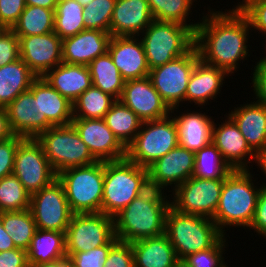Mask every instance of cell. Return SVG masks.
<instances>
[{"mask_svg":"<svg viewBox=\"0 0 266 267\" xmlns=\"http://www.w3.org/2000/svg\"><path fill=\"white\" fill-rule=\"evenodd\" d=\"M207 13L201 17L195 31L194 46L199 58L229 75L234 74L240 66L239 61L247 60L250 55L247 45L251 34L249 21L241 11L223 12L210 8Z\"/></svg>","mask_w":266,"mask_h":267,"instance_id":"1","label":"cell"},{"mask_svg":"<svg viewBox=\"0 0 266 267\" xmlns=\"http://www.w3.org/2000/svg\"><path fill=\"white\" fill-rule=\"evenodd\" d=\"M170 207L164 191L149 187L113 217L115 237L131 243L164 234Z\"/></svg>","mask_w":266,"mask_h":267,"instance_id":"2","label":"cell"},{"mask_svg":"<svg viewBox=\"0 0 266 267\" xmlns=\"http://www.w3.org/2000/svg\"><path fill=\"white\" fill-rule=\"evenodd\" d=\"M253 176L249 169H236L224 179L219 204L212 218L224 236L225 228L239 226L249 229L253 221L261 190V186L254 184Z\"/></svg>","mask_w":266,"mask_h":267,"instance_id":"3","label":"cell"},{"mask_svg":"<svg viewBox=\"0 0 266 267\" xmlns=\"http://www.w3.org/2000/svg\"><path fill=\"white\" fill-rule=\"evenodd\" d=\"M149 188L148 170L129 161H104L101 213L114 217Z\"/></svg>","mask_w":266,"mask_h":267,"instance_id":"4","label":"cell"},{"mask_svg":"<svg viewBox=\"0 0 266 267\" xmlns=\"http://www.w3.org/2000/svg\"><path fill=\"white\" fill-rule=\"evenodd\" d=\"M165 234L178 259L212 248L224 236L212 219L181 213L172 207L166 215Z\"/></svg>","mask_w":266,"mask_h":267,"instance_id":"5","label":"cell"},{"mask_svg":"<svg viewBox=\"0 0 266 267\" xmlns=\"http://www.w3.org/2000/svg\"><path fill=\"white\" fill-rule=\"evenodd\" d=\"M140 35L150 70L185 55L195 45V32L173 21L153 20Z\"/></svg>","mask_w":266,"mask_h":267,"instance_id":"6","label":"cell"},{"mask_svg":"<svg viewBox=\"0 0 266 267\" xmlns=\"http://www.w3.org/2000/svg\"><path fill=\"white\" fill-rule=\"evenodd\" d=\"M74 214L101 213L104 161L66 169L57 174Z\"/></svg>","mask_w":266,"mask_h":267,"instance_id":"7","label":"cell"},{"mask_svg":"<svg viewBox=\"0 0 266 267\" xmlns=\"http://www.w3.org/2000/svg\"><path fill=\"white\" fill-rule=\"evenodd\" d=\"M36 140L42 145L56 175L66 169L87 166L98 161L72 124L50 127Z\"/></svg>","mask_w":266,"mask_h":267,"instance_id":"8","label":"cell"},{"mask_svg":"<svg viewBox=\"0 0 266 267\" xmlns=\"http://www.w3.org/2000/svg\"><path fill=\"white\" fill-rule=\"evenodd\" d=\"M178 145L177 126L169 115L159 120L142 122L134 140L126 148V158L147 169Z\"/></svg>","mask_w":266,"mask_h":267,"instance_id":"9","label":"cell"},{"mask_svg":"<svg viewBox=\"0 0 266 267\" xmlns=\"http://www.w3.org/2000/svg\"><path fill=\"white\" fill-rule=\"evenodd\" d=\"M199 60L197 49L194 46L185 55L149 71L148 77L153 87L170 109L185 103L188 81Z\"/></svg>","mask_w":266,"mask_h":267,"instance_id":"10","label":"cell"},{"mask_svg":"<svg viewBox=\"0 0 266 267\" xmlns=\"http://www.w3.org/2000/svg\"><path fill=\"white\" fill-rule=\"evenodd\" d=\"M114 234V218L104 213L73 214L65 232L66 256L106 245Z\"/></svg>","mask_w":266,"mask_h":267,"instance_id":"11","label":"cell"},{"mask_svg":"<svg viewBox=\"0 0 266 267\" xmlns=\"http://www.w3.org/2000/svg\"><path fill=\"white\" fill-rule=\"evenodd\" d=\"M224 179L190 177L171 195V207L185 214L212 219L219 204ZM173 196V198H172Z\"/></svg>","mask_w":266,"mask_h":267,"instance_id":"12","label":"cell"},{"mask_svg":"<svg viewBox=\"0 0 266 267\" xmlns=\"http://www.w3.org/2000/svg\"><path fill=\"white\" fill-rule=\"evenodd\" d=\"M13 174L30 195L57 179L55 171L44 154L42 145L32 138H25L18 145Z\"/></svg>","mask_w":266,"mask_h":267,"instance_id":"13","label":"cell"},{"mask_svg":"<svg viewBox=\"0 0 266 267\" xmlns=\"http://www.w3.org/2000/svg\"><path fill=\"white\" fill-rule=\"evenodd\" d=\"M29 210L40 230L66 232L73 212L58 179L30 197Z\"/></svg>","mask_w":266,"mask_h":267,"instance_id":"14","label":"cell"},{"mask_svg":"<svg viewBox=\"0 0 266 267\" xmlns=\"http://www.w3.org/2000/svg\"><path fill=\"white\" fill-rule=\"evenodd\" d=\"M194 160V152L178 145L147 168L149 187L166 191L171 186L173 192L192 177Z\"/></svg>","mask_w":266,"mask_h":267,"instance_id":"15","label":"cell"},{"mask_svg":"<svg viewBox=\"0 0 266 267\" xmlns=\"http://www.w3.org/2000/svg\"><path fill=\"white\" fill-rule=\"evenodd\" d=\"M18 38L20 58L37 77L62 63V39L54 31Z\"/></svg>","mask_w":266,"mask_h":267,"instance_id":"16","label":"cell"},{"mask_svg":"<svg viewBox=\"0 0 266 267\" xmlns=\"http://www.w3.org/2000/svg\"><path fill=\"white\" fill-rule=\"evenodd\" d=\"M71 124L98 161H118L126 158V148L104 119L73 118Z\"/></svg>","mask_w":266,"mask_h":267,"instance_id":"17","label":"cell"},{"mask_svg":"<svg viewBox=\"0 0 266 267\" xmlns=\"http://www.w3.org/2000/svg\"><path fill=\"white\" fill-rule=\"evenodd\" d=\"M119 100L142 122L166 118L171 112L149 77L125 81Z\"/></svg>","mask_w":266,"mask_h":267,"instance_id":"18","label":"cell"},{"mask_svg":"<svg viewBox=\"0 0 266 267\" xmlns=\"http://www.w3.org/2000/svg\"><path fill=\"white\" fill-rule=\"evenodd\" d=\"M224 116L225 121L221 124H213L212 143L233 170L253 168L249 166L250 163H255L256 153L247 144L233 119L228 114Z\"/></svg>","mask_w":266,"mask_h":267,"instance_id":"19","label":"cell"},{"mask_svg":"<svg viewBox=\"0 0 266 267\" xmlns=\"http://www.w3.org/2000/svg\"><path fill=\"white\" fill-rule=\"evenodd\" d=\"M6 111L14 135L36 139L53 127L46 118H40L39 95H34L30 90L19 94L6 107Z\"/></svg>","mask_w":266,"mask_h":267,"instance_id":"20","label":"cell"},{"mask_svg":"<svg viewBox=\"0 0 266 267\" xmlns=\"http://www.w3.org/2000/svg\"><path fill=\"white\" fill-rule=\"evenodd\" d=\"M139 36H112L108 52L125 81L149 76L145 49Z\"/></svg>","mask_w":266,"mask_h":267,"instance_id":"21","label":"cell"},{"mask_svg":"<svg viewBox=\"0 0 266 267\" xmlns=\"http://www.w3.org/2000/svg\"><path fill=\"white\" fill-rule=\"evenodd\" d=\"M111 37L108 32L85 29L62 39V62L88 66L108 51Z\"/></svg>","mask_w":266,"mask_h":267,"instance_id":"22","label":"cell"},{"mask_svg":"<svg viewBox=\"0 0 266 267\" xmlns=\"http://www.w3.org/2000/svg\"><path fill=\"white\" fill-rule=\"evenodd\" d=\"M176 109L179 110V107L172 108L170 115L177 126L179 146L196 153L209 145L212 142L213 117L202 111L188 112L187 109L186 113H181ZM175 111L179 114L176 115Z\"/></svg>","mask_w":266,"mask_h":267,"instance_id":"23","label":"cell"},{"mask_svg":"<svg viewBox=\"0 0 266 267\" xmlns=\"http://www.w3.org/2000/svg\"><path fill=\"white\" fill-rule=\"evenodd\" d=\"M153 20L147 0H116L110 22V34L140 36Z\"/></svg>","mask_w":266,"mask_h":267,"instance_id":"24","label":"cell"},{"mask_svg":"<svg viewBox=\"0 0 266 267\" xmlns=\"http://www.w3.org/2000/svg\"><path fill=\"white\" fill-rule=\"evenodd\" d=\"M226 77H229V74L223 69L199 60L190 75L185 101L195 103L198 105L196 107L202 106L200 109H203L209 101L218 97Z\"/></svg>","mask_w":266,"mask_h":267,"instance_id":"25","label":"cell"},{"mask_svg":"<svg viewBox=\"0 0 266 267\" xmlns=\"http://www.w3.org/2000/svg\"><path fill=\"white\" fill-rule=\"evenodd\" d=\"M246 139L250 148L257 153L266 147V106L251 101L234 107L228 114Z\"/></svg>","mask_w":266,"mask_h":267,"instance_id":"26","label":"cell"},{"mask_svg":"<svg viewBox=\"0 0 266 267\" xmlns=\"http://www.w3.org/2000/svg\"><path fill=\"white\" fill-rule=\"evenodd\" d=\"M39 95L40 118H46L53 126H67L73 120V104L63 97L43 77H37L29 89Z\"/></svg>","mask_w":266,"mask_h":267,"instance_id":"27","label":"cell"},{"mask_svg":"<svg viewBox=\"0 0 266 267\" xmlns=\"http://www.w3.org/2000/svg\"><path fill=\"white\" fill-rule=\"evenodd\" d=\"M43 78L72 103L92 86L90 70L85 65L62 62L48 71Z\"/></svg>","mask_w":266,"mask_h":267,"instance_id":"28","label":"cell"},{"mask_svg":"<svg viewBox=\"0 0 266 267\" xmlns=\"http://www.w3.org/2000/svg\"><path fill=\"white\" fill-rule=\"evenodd\" d=\"M134 267H173L179 260L167 235L131 242Z\"/></svg>","mask_w":266,"mask_h":267,"instance_id":"29","label":"cell"},{"mask_svg":"<svg viewBox=\"0 0 266 267\" xmlns=\"http://www.w3.org/2000/svg\"><path fill=\"white\" fill-rule=\"evenodd\" d=\"M36 78L21 58L0 67V107L6 108L19 94L29 90Z\"/></svg>","mask_w":266,"mask_h":267,"instance_id":"30","label":"cell"},{"mask_svg":"<svg viewBox=\"0 0 266 267\" xmlns=\"http://www.w3.org/2000/svg\"><path fill=\"white\" fill-rule=\"evenodd\" d=\"M27 255L29 266L67 257L65 232L36 229Z\"/></svg>","mask_w":266,"mask_h":267,"instance_id":"31","label":"cell"},{"mask_svg":"<svg viewBox=\"0 0 266 267\" xmlns=\"http://www.w3.org/2000/svg\"><path fill=\"white\" fill-rule=\"evenodd\" d=\"M92 85L119 100L124 88L125 80L115 66L107 51L94 59L89 65Z\"/></svg>","mask_w":266,"mask_h":267,"instance_id":"32","label":"cell"},{"mask_svg":"<svg viewBox=\"0 0 266 267\" xmlns=\"http://www.w3.org/2000/svg\"><path fill=\"white\" fill-rule=\"evenodd\" d=\"M104 120L125 148L132 143L142 124L138 116L120 100L113 103Z\"/></svg>","mask_w":266,"mask_h":267,"instance_id":"33","label":"cell"},{"mask_svg":"<svg viewBox=\"0 0 266 267\" xmlns=\"http://www.w3.org/2000/svg\"><path fill=\"white\" fill-rule=\"evenodd\" d=\"M55 10L26 5L11 30L17 36L43 35L54 31Z\"/></svg>","mask_w":266,"mask_h":267,"instance_id":"34","label":"cell"},{"mask_svg":"<svg viewBox=\"0 0 266 267\" xmlns=\"http://www.w3.org/2000/svg\"><path fill=\"white\" fill-rule=\"evenodd\" d=\"M0 219L6 232L11 235L16 248L28 250L36 231V223L29 209L1 212Z\"/></svg>","mask_w":266,"mask_h":267,"instance_id":"35","label":"cell"},{"mask_svg":"<svg viewBox=\"0 0 266 267\" xmlns=\"http://www.w3.org/2000/svg\"><path fill=\"white\" fill-rule=\"evenodd\" d=\"M84 7L77 0H58L54 14V32L61 38L85 30Z\"/></svg>","mask_w":266,"mask_h":267,"instance_id":"36","label":"cell"},{"mask_svg":"<svg viewBox=\"0 0 266 267\" xmlns=\"http://www.w3.org/2000/svg\"><path fill=\"white\" fill-rule=\"evenodd\" d=\"M115 101L114 97L92 85L72 103L73 118L104 119Z\"/></svg>","mask_w":266,"mask_h":267,"instance_id":"37","label":"cell"},{"mask_svg":"<svg viewBox=\"0 0 266 267\" xmlns=\"http://www.w3.org/2000/svg\"><path fill=\"white\" fill-rule=\"evenodd\" d=\"M232 171L212 142L195 153L193 177L225 179Z\"/></svg>","mask_w":266,"mask_h":267,"instance_id":"38","label":"cell"},{"mask_svg":"<svg viewBox=\"0 0 266 267\" xmlns=\"http://www.w3.org/2000/svg\"><path fill=\"white\" fill-rule=\"evenodd\" d=\"M154 20L173 21L188 26L194 32L199 22L190 23L193 3L197 0H147ZM188 18V19H187ZM189 20V21H187ZM189 22V24L187 23Z\"/></svg>","mask_w":266,"mask_h":267,"instance_id":"39","label":"cell"},{"mask_svg":"<svg viewBox=\"0 0 266 267\" xmlns=\"http://www.w3.org/2000/svg\"><path fill=\"white\" fill-rule=\"evenodd\" d=\"M30 197L14 174L0 179V213L29 209Z\"/></svg>","mask_w":266,"mask_h":267,"instance_id":"40","label":"cell"},{"mask_svg":"<svg viewBox=\"0 0 266 267\" xmlns=\"http://www.w3.org/2000/svg\"><path fill=\"white\" fill-rule=\"evenodd\" d=\"M116 0H92L83 6L85 29L110 33V22Z\"/></svg>","mask_w":266,"mask_h":267,"instance_id":"41","label":"cell"},{"mask_svg":"<svg viewBox=\"0 0 266 267\" xmlns=\"http://www.w3.org/2000/svg\"><path fill=\"white\" fill-rule=\"evenodd\" d=\"M226 240L223 236L212 248L189 254L183 260L191 267H226L223 256Z\"/></svg>","mask_w":266,"mask_h":267,"instance_id":"42","label":"cell"},{"mask_svg":"<svg viewBox=\"0 0 266 267\" xmlns=\"http://www.w3.org/2000/svg\"><path fill=\"white\" fill-rule=\"evenodd\" d=\"M118 241L114 236L106 245L87 252H76L70 259V267H104L110 248Z\"/></svg>","mask_w":266,"mask_h":267,"instance_id":"43","label":"cell"},{"mask_svg":"<svg viewBox=\"0 0 266 267\" xmlns=\"http://www.w3.org/2000/svg\"><path fill=\"white\" fill-rule=\"evenodd\" d=\"M104 267H134L131 243L118 240L110 248Z\"/></svg>","mask_w":266,"mask_h":267,"instance_id":"44","label":"cell"},{"mask_svg":"<svg viewBox=\"0 0 266 267\" xmlns=\"http://www.w3.org/2000/svg\"><path fill=\"white\" fill-rule=\"evenodd\" d=\"M20 58L19 38L11 29L0 33V67Z\"/></svg>","mask_w":266,"mask_h":267,"instance_id":"45","label":"cell"},{"mask_svg":"<svg viewBox=\"0 0 266 267\" xmlns=\"http://www.w3.org/2000/svg\"><path fill=\"white\" fill-rule=\"evenodd\" d=\"M25 138L14 135L0 141V179L13 174L14 158L18 145Z\"/></svg>","mask_w":266,"mask_h":267,"instance_id":"46","label":"cell"},{"mask_svg":"<svg viewBox=\"0 0 266 267\" xmlns=\"http://www.w3.org/2000/svg\"><path fill=\"white\" fill-rule=\"evenodd\" d=\"M241 12L248 19L251 32L258 30L266 37V0L253 1Z\"/></svg>","mask_w":266,"mask_h":267,"instance_id":"47","label":"cell"},{"mask_svg":"<svg viewBox=\"0 0 266 267\" xmlns=\"http://www.w3.org/2000/svg\"><path fill=\"white\" fill-rule=\"evenodd\" d=\"M25 7V0H0V25L11 29Z\"/></svg>","mask_w":266,"mask_h":267,"instance_id":"48","label":"cell"},{"mask_svg":"<svg viewBox=\"0 0 266 267\" xmlns=\"http://www.w3.org/2000/svg\"><path fill=\"white\" fill-rule=\"evenodd\" d=\"M249 228L266 239V188L261 187L258 195L255 215Z\"/></svg>","mask_w":266,"mask_h":267,"instance_id":"49","label":"cell"},{"mask_svg":"<svg viewBox=\"0 0 266 267\" xmlns=\"http://www.w3.org/2000/svg\"><path fill=\"white\" fill-rule=\"evenodd\" d=\"M252 85L255 101L266 106V65L258 60L253 69ZM257 99V100H256Z\"/></svg>","mask_w":266,"mask_h":267,"instance_id":"50","label":"cell"},{"mask_svg":"<svg viewBox=\"0 0 266 267\" xmlns=\"http://www.w3.org/2000/svg\"><path fill=\"white\" fill-rule=\"evenodd\" d=\"M0 267H29L27 251L20 248L1 251Z\"/></svg>","mask_w":266,"mask_h":267,"instance_id":"51","label":"cell"},{"mask_svg":"<svg viewBox=\"0 0 266 267\" xmlns=\"http://www.w3.org/2000/svg\"><path fill=\"white\" fill-rule=\"evenodd\" d=\"M12 136H14V133L9 124L6 108L0 107V141L9 139Z\"/></svg>","mask_w":266,"mask_h":267,"instance_id":"52","label":"cell"},{"mask_svg":"<svg viewBox=\"0 0 266 267\" xmlns=\"http://www.w3.org/2000/svg\"><path fill=\"white\" fill-rule=\"evenodd\" d=\"M15 248L11 235L6 232L0 219V252L9 251Z\"/></svg>","mask_w":266,"mask_h":267,"instance_id":"53","label":"cell"},{"mask_svg":"<svg viewBox=\"0 0 266 267\" xmlns=\"http://www.w3.org/2000/svg\"><path fill=\"white\" fill-rule=\"evenodd\" d=\"M256 165L261 168V172H263V175L265 176L264 181L266 179V147L256 153V159H255ZM261 187L266 188V183L262 182L260 184Z\"/></svg>","mask_w":266,"mask_h":267,"instance_id":"54","label":"cell"},{"mask_svg":"<svg viewBox=\"0 0 266 267\" xmlns=\"http://www.w3.org/2000/svg\"><path fill=\"white\" fill-rule=\"evenodd\" d=\"M26 5L56 10L58 0H25Z\"/></svg>","mask_w":266,"mask_h":267,"instance_id":"55","label":"cell"},{"mask_svg":"<svg viewBox=\"0 0 266 267\" xmlns=\"http://www.w3.org/2000/svg\"><path fill=\"white\" fill-rule=\"evenodd\" d=\"M29 267H70V259L68 257H65L54 262L39 265H30Z\"/></svg>","mask_w":266,"mask_h":267,"instance_id":"56","label":"cell"},{"mask_svg":"<svg viewBox=\"0 0 266 267\" xmlns=\"http://www.w3.org/2000/svg\"><path fill=\"white\" fill-rule=\"evenodd\" d=\"M256 1V0H242L241 2L237 3L238 5L234 6L231 9L226 11H242L243 9H245L251 2Z\"/></svg>","mask_w":266,"mask_h":267,"instance_id":"57","label":"cell"},{"mask_svg":"<svg viewBox=\"0 0 266 267\" xmlns=\"http://www.w3.org/2000/svg\"><path fill=\"white\" fill-rule=\"evenodd\" d=\"M173 267H191L183 259H179Z\"/></svg>","mask_w":266,"mask_h":267,"instance_id":"58","label":"cell"},{"mask_svg":"<svg viewBox=\"0 0 266 267\" xmlns=\"http://www.w3.org/2000/svg\"><path fill=\"white\" fill-rule=\"evenodd\" d=\"M82 6L89 4L92 0H77Z\"/></svg>","mask_w":266,"mask_h":267,"instance_id":"59","label":"cell"},{"mask_svg":"<svg viewBox=\"0 0 266 267\" xmlns=\"http://www.w3.org/2000/svg\"><path fill=\"white\" fill-rule=\"evenodd\" d=\"M264 38H266V37H264ZM265 42H266V39H265ZM265 49H266V47H265ZM259 61H261L262 63H264L266 65V56L261 57Z\"/></svg>","mask_w":266,"mask_h":267,"instance_id":"60","label":"cell"},{"mask_svg":"<svg viewBox=\"0 0 266 267\" xmlns=\"http://www.w3.org/2000/svg\"><path fill=\"white\" fill-rule=\"evenodd\" d=\"M5 28L0 25V33L4 30Z\"/></svg>","mask_w":266,"mask_h":267,"instance_id":"61","label":"cell"}]
</instances>
